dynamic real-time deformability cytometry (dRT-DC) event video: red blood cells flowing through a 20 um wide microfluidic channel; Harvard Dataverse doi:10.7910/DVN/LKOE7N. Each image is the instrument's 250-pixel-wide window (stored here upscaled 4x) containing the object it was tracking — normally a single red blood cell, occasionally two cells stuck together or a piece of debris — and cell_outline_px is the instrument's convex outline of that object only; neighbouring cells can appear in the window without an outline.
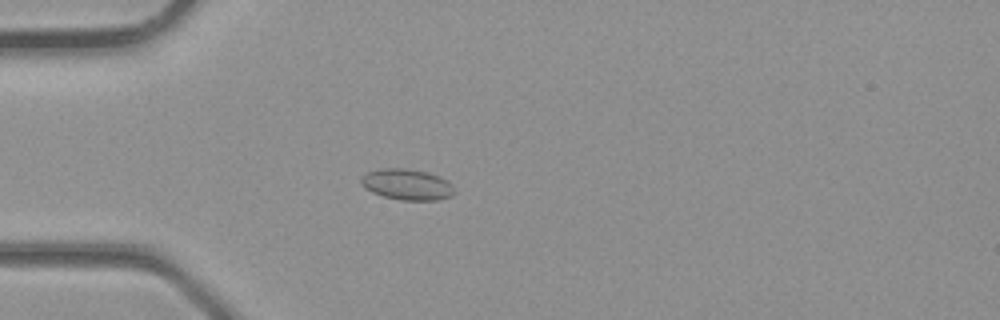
{"species": "common noctule bat (a hibernating species)", "species_latin": "Nyctalus noctula", "temperature_condition": "room temperature", "stored_images_in_passage": 2, "camera_frame_rate_fps": 3000, "um_per_image_px": 0.085, "animal": {"sex": "male", "body_mass_g": 23.1, "forearm_length_mm": 52.7}, "frame": {"image": 1, "passage_image": 2, "time_ms": 0.333, "image_size_px": [1000, 320], "cell_outline_px": [[456, 192], [452, 196], [436, 200], [400, 200], [384, 196], [372, 192], [364, 188], [360, 180], [360, 176], [368, 172], [384, 168], [404, 168], [428, 172], [440, 176]], "centroid_in_image_um": [34.56, 15.68], "position_along_channel_um": 50.4, "area_um2": 16.7}}